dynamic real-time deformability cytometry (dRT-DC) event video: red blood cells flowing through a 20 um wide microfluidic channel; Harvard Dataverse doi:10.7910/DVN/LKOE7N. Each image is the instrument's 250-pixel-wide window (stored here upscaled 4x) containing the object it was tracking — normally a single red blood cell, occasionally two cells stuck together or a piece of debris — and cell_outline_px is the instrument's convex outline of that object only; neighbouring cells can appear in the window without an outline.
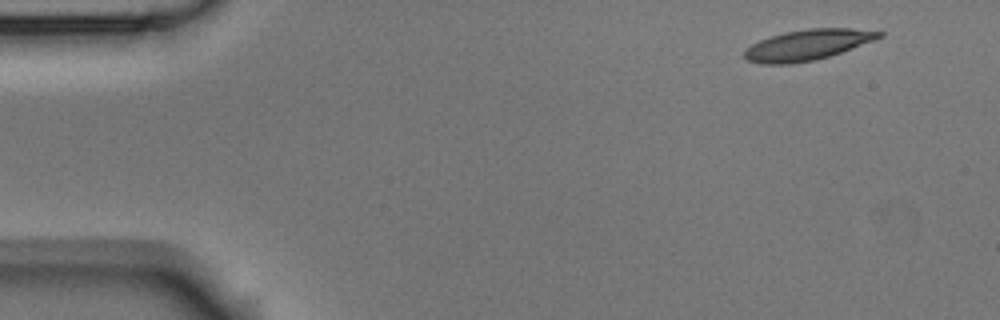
{"species": "Egyptian fruit bat (a non-hibernating species)", "species_latin": "Rousettus aegyptiacus", "temperature_condition": "room temperature", "stored_images_in_passage": 52, "camera_frame_rate_fps": 3000, "um_per_image_px": 0.085, "animal": {"sex": "male"}, "frame": {"image": 1, "passage_image": 1, "time_ms": 0.0, "image_size_px": [1000, 320], "cell_outline_px": [[884, 36], [840, 52], [816, 60], [792, 64], [760, 64], [748, 60], [744, 56], [744, 52], [752, 44], [760, 40], [784, 32], [808, 28], [852, 28], [884, 32]], "centroid_in_image_um": [68.63, 3.81], "position_along_channel_um": 16.4, "area_um2": 23.81}}
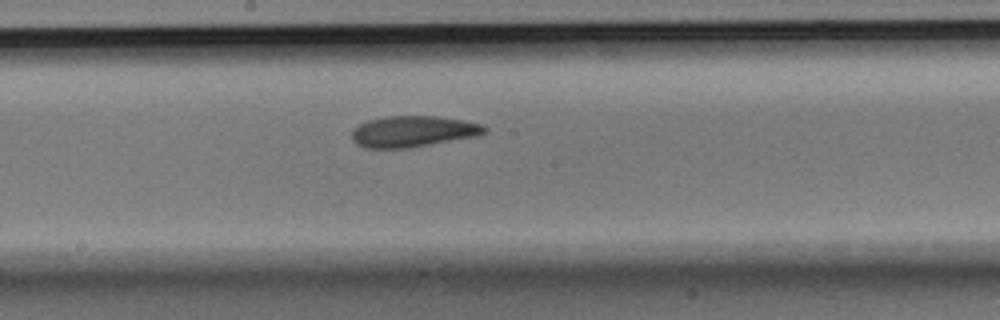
{"frame": {"image": 2, "passage_image": 26, "time_ms": 8.333, "image_size_px": [1000, 320], "cell_outline_px": [[488, 132], [476, 136], [408, 148], [364, 148], [356, 144], [352, 140], [352, 128], [368, 120], [384, 116], [436, 116], [464, 120], [480, 124], [488, 128]], "centroid_in_image_um": [35.08, 11.17], "position_along_channel_um": 213.1, "area_um2": 24.16}}
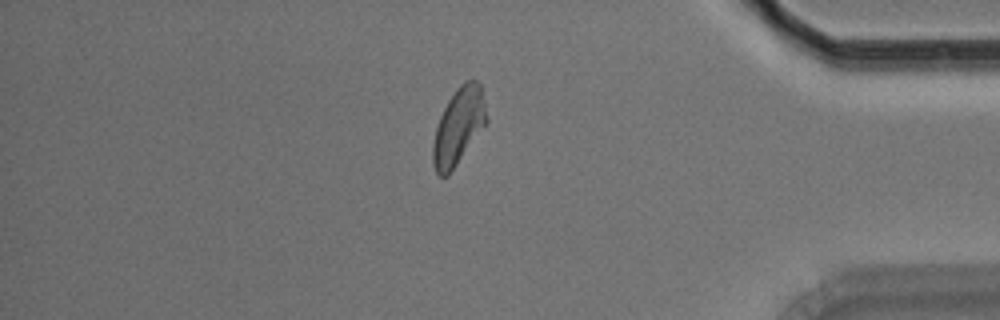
{"frame": {"image": 3, "passage_image": 44, "time_ms": 14.333, "image_size_px": [1000, 320], "cell_outline_px": [[488, 124], [448, 176], [440, 176], [436, 172], [432, 164], [432, 144], [436, 128], [440, 116], [448, 100], [456, 88], [464, 80], [476, 80], [480, 84], [488, 120]], "centroid_in_image_um": [38.98, 10.76], "position_along_channel_um": 396.2, "area_um2": 24.22}, "authors_computed_cell_mechanics": {"area_um2": 24.1604, "velocity_mm_per_s": 3.5634, "shape_relaxation_time_tau1_ms": 7.3401, "shape_relaxation_time_tau2_ms": 3.8259, "deformation_change_tau1": 0.1713, "deformation_change_tau2": 0.1093}}